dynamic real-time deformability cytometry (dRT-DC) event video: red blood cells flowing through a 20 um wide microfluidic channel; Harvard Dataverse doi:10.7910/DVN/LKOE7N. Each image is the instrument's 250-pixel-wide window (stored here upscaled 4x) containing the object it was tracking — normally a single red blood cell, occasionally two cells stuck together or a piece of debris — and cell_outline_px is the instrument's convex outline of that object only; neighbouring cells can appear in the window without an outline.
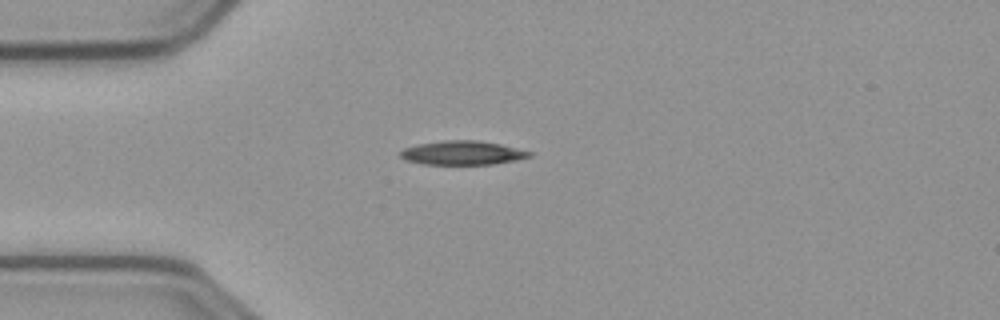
{"species": "common noctule bat (a hibernating species)", "species_latin": "Nyctalus noctula", "temperature_condition": "cold", "stored_images_in_passage": 4, "camera_frame_rate_fps": 3000, "um_per_image_px": 0.085, "animal": {"sex": "male", "body_mass_g": 23.1, "forearm_length_mm": 52.7}, "frame": {"image": 1, "passage_image": 1, "time_ms": 0.0, "image_size_px": [1000, 320], "cell_outline_px": [[532, 156], [516, 160], [492, 164], [424, 164], [404, 160], [400, 156], [400, 152], [404, 148], [420, 144], [444, 140], [476, 140], [500, 144], [532, 152]], "centroid_in_image_um": [39.3, 12.99], "position_along_channel_um": 45.7, "area_um2": 17.86}}